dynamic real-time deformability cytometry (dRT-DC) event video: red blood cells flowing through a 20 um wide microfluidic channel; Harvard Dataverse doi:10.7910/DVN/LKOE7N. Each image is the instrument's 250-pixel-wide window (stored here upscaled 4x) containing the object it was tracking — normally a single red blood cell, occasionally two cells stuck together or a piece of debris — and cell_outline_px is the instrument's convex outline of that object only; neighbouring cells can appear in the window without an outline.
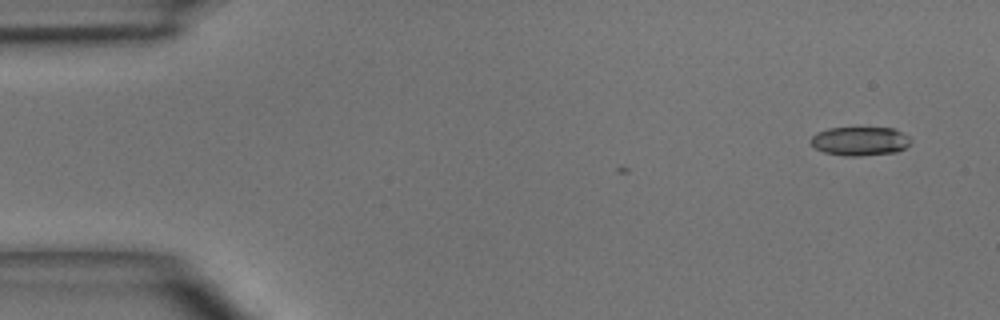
{"species": "common noctule bat (a hibernating species)", "species_latin": "Nyctalus noctula", "temperature_condition": "room temperature", "stored_images_in_passage": 4, "camera_frame_rate_fps": 3000, "um_per_image_px": 0.085, "animal": {"sex": "male", "body_mass_g": 15.6}, "frame": {"image": 1, "passage_image": 1, "time_ms": 0.0, "image_size_px": [1000, 320], "cell_outline_px": [[912, 144], [896, 152], [856, 156], [844, 156], [824, 152], [816, 148], [812, 144], [812, 136], [816, 132], [828, 128], [892, 128], [908, 136], [912, 140]], "centroid_in_image_um": [73.11, 12.0], "position_along_channel_um": 11.9, "area_um2": 16.7}}
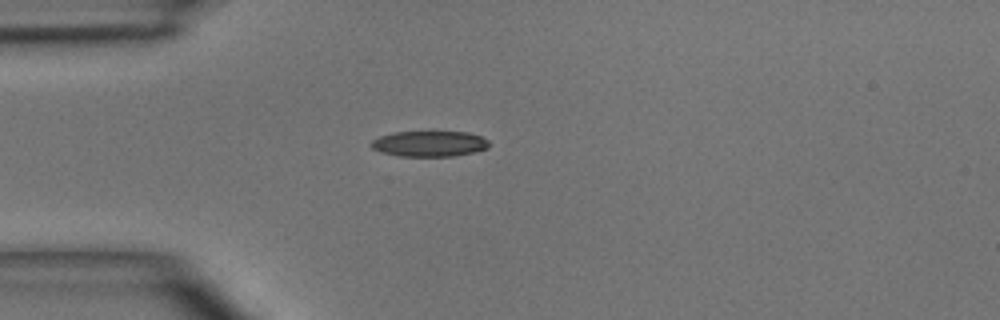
{"frame": {"image": 2, "passage_image": 4, "time_ms": 3.333, "image_size_px": [1000, 320], "cell_outline_px": [[488, 148], [472, 152], [452, 156], [400, 156], [380, 152], [372, 148], [368, 144], [372, 140], [380, 136], [392, 132], [468, 132], [480, 136], [488, 140]], "centroid_in_image_um": [36.45, 12.21], "position_along_channel_um": 48.6, "area_um2": 17.57}}